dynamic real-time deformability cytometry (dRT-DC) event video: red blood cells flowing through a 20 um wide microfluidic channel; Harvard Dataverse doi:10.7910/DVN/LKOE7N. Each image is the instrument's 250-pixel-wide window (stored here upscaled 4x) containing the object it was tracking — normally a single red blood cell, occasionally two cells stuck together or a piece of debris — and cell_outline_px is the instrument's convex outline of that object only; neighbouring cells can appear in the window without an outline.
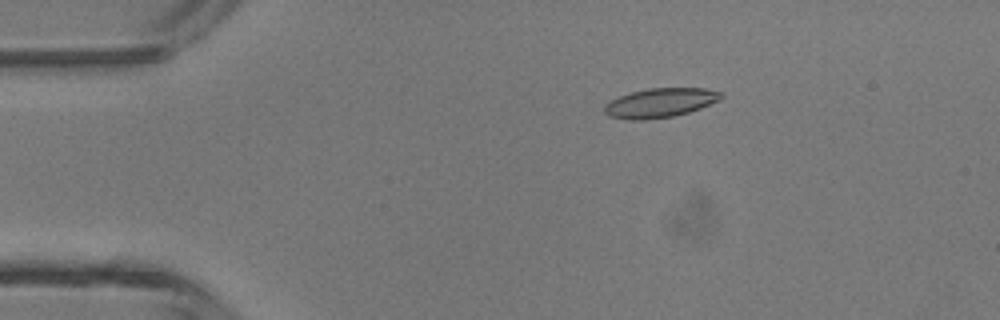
{"species": "common noctule bat (a hibernating species)", "species_latin": "Nyctalus noctula", "temperature_condition": "room temperature", "stored_images_in_passage": 5, "segment_of_instrument_passage": [1, 2], "camera_frame_rate_fps": 3000, "um_per_image_px": 0.085, "animal": {"sex": "male", "body_mass_g": 13.3}, "frame": {"image": 1, "passage_image": 3, "time_ms": 0.667, "image_size_px": [1000, 320], "cell_outline_px": [[724, 96], [720, 100], [700, 108], [688, 112], [672, 116], [644, 120], [628, 120], [608, 116], [604, 112], [604, 104], [620, 96], [632, 92], [648, 88], [704, 88], [724, 92]], "centroid_in_image_um": [56.12, 8.74], "position_along_channel_um": 28.9, "area_um2": 19.94}}